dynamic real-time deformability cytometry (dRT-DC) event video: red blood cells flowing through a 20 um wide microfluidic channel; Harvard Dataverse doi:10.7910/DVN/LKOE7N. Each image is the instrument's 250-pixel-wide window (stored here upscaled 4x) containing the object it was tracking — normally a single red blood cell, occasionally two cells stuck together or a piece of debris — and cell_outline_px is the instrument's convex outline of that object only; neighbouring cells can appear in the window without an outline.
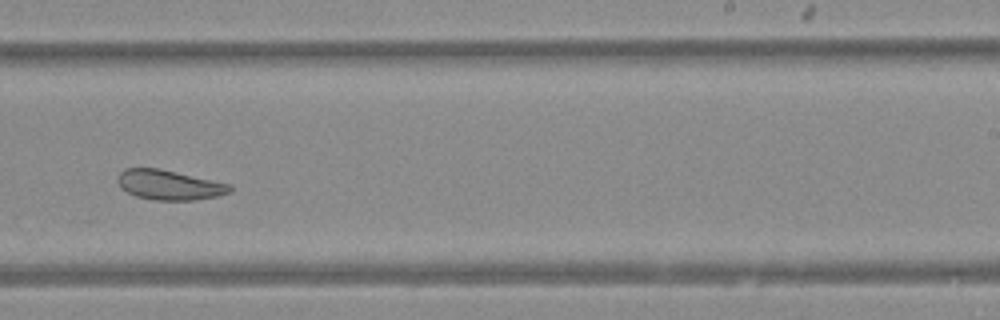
{"species": "Egyptian fruit bat (a non-hibernating species)", "species_latin": "Rousettus aegyptiacus", "temperature_condition": "warm", "stored_images_in_passage": 46, "camera_frame_rate_fps": 3000, "um_per_image_px": 0.085, "animal": {"sex": "female"}, "frame": {"image": 1, "passage_image": 27, "time_ms": 8.667, "image_size_px": [1000, 320], "cell_outline_px": [[232, 192], [216, 196], [192, 200], [152, 200], [136, 196], [120, 188], [116, 180], [116, 176], [124, 168], [160, 168], [232, 184]], "centroid_in_image_um": [14.37, 15.71], "position_along_channel_um": 274.6, "area_um2": 19.77}}